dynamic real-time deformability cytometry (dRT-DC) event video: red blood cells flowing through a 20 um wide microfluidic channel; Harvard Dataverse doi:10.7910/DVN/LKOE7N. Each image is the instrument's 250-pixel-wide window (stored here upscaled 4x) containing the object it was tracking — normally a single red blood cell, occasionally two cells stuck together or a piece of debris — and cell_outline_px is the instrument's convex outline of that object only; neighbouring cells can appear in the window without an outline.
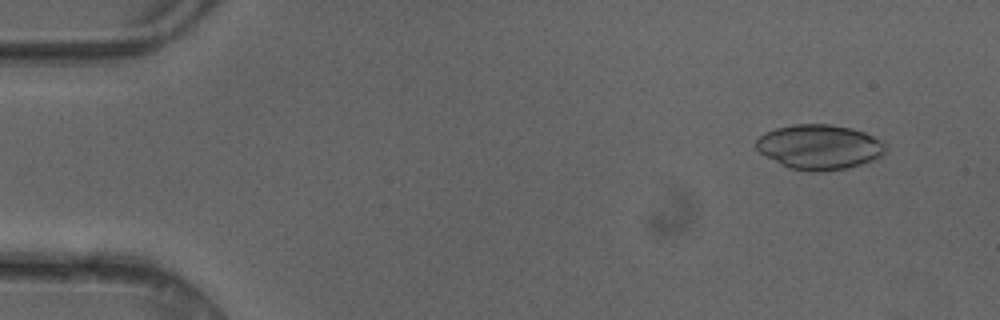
{"species": "common noctule bat (a hibernating species)", "species_latin": "Nyctalus noctula", "temperature_condition": "cold", "stored_images_in_passage": 6, "camera_frame_rate_fps": 3000, "um_per_image_px": 0.085, "animal": {"sex": "female"}, "frame": {"image": 1, "passage_image": 2, "time_ms": 0.333, "image_size_px": [1000, 320], "cell_outline_px": [[888, 152], [876, 160], [848, 168], [816, 172], [788, 168], [780, 164], [760, 152], [756, 148], [756, 140], [764, 132], [776, 128], [796, 124], [828, 124], [852, 128], [864, 132], [888, 144]], "centroid_in_image_um": [69.7, 12.5], "position_along_channel_um": 15.3, "area_um2": 34.1}}
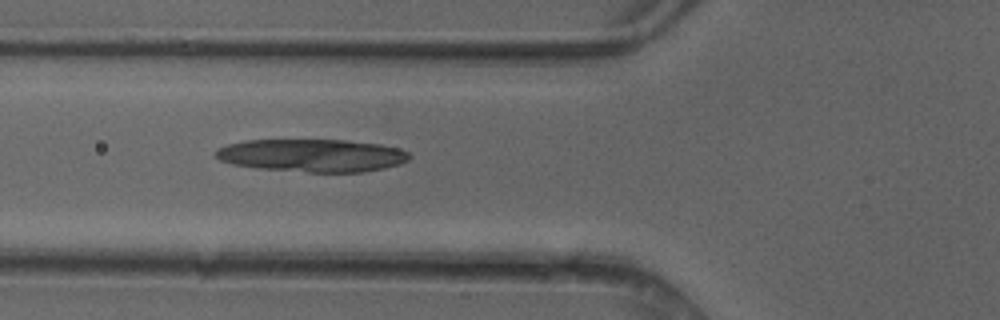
{"frame": {"image": 2, "passage_image": 6, "time_ms": 1.667, "image_size_px": [1000, 320], "cell_outline_px": [[412, 156], [408, 160], [400, 164], [384, 168], [364, 172], [308, 172], [256, 168], [232, 164], [220, 160], [212, 152], [228, 144], [248, 140], [344, 140], [380, 144], [396, 148], [408, 152]], "centroid_in_image_um": [26.53, 13.22], "position_along_channel_um": 99.3, "area_um2": 36.99}}